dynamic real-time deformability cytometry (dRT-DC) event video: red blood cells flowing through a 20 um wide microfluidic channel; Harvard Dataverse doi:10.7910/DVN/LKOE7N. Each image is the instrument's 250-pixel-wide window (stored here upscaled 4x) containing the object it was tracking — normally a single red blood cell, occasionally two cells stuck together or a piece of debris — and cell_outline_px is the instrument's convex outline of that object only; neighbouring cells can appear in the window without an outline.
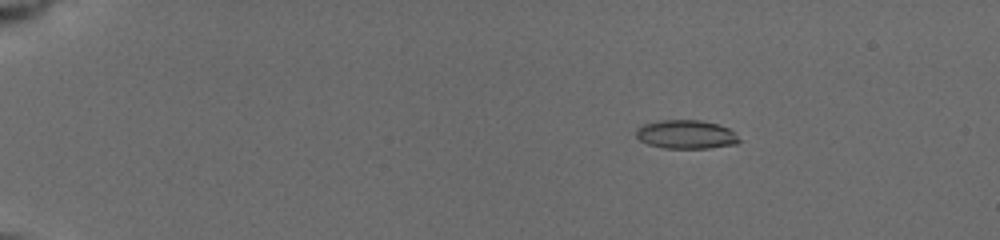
{"species": "common noctule bat (a hibernating species)", "species_latin": "Nyctalus noctula", "temperature_condition": "cold", "stored_images_in_passage": 11, "camera_frame_rate_fps": 3000, "um_per_image_px": 0.085, "animal": {"sex": "female", "body_mass_g": 19.5, "forearm_length_mm": 54.1}, "frame": {"image": 1, "passage_image": 3, "time_ms": 2.0, "image_size_px": [1000, 240], "cell_outline_px": [[740, 140], [736, 144], [708, 148], [664, 148], [648, 144], [640, 140], [636, 136], [636, 128], [644, 124], [660, 120], [700, 120], [716, 124], [728, 128]], "centroid_in_image_um": [58.28, 11.42], "position_along_channel_um": 26.7, "area_um2": 17.05}}
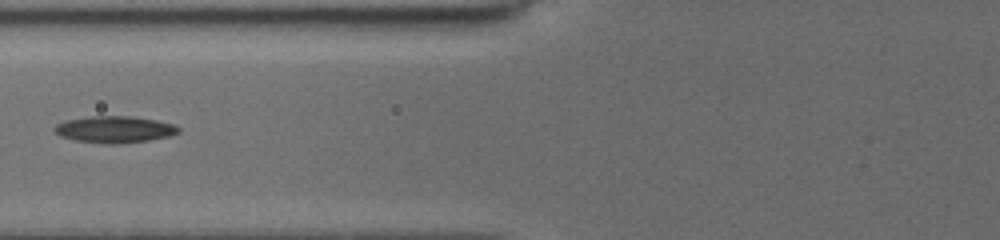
{"frame": {"image": 2, "passage_image": 9, "time_ms": 7.0, "image_size_px": [1000, 240], "cell_outline_px": [[180, 132], [172, 136], [148, 140], [116, 144], [104, 144], [76, 140], [60, 136], [52, 128], [56, 124], [64, 120], [88, 116], [128, 116], [156, 120], [172, 124], [180, 128]], "centroid_in_image_um": [9.72, 11.0], "position_along_channel_um": 116.1, "area_um2": 19.36}}
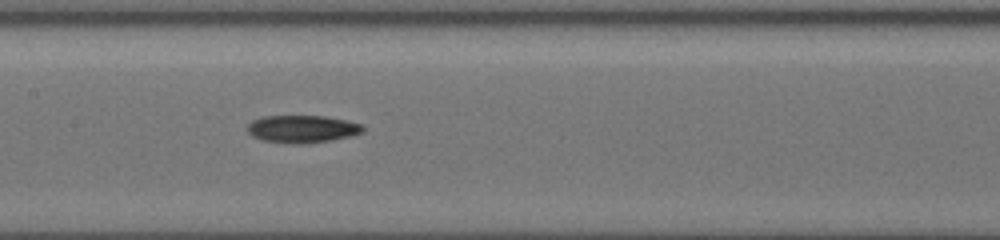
{"frame": {"image": 3, "passage_image": 11, "time_ms": 8.667, "image_size_px": [1000, 240], "cell_outline_px": [[364, 132], [348, 136], [328, 140], [300, 144], [296, 144], [264, 140], [252, 136], [248, 132], [248, 124], [252, 120], [264, 116], [324, 116], [348, 120], [360, 124], [364, 128]], "centroid_in_image_um": [25.68, 10.95], "position_along_channel_um": 181.7, "area_um2": 18.26}}